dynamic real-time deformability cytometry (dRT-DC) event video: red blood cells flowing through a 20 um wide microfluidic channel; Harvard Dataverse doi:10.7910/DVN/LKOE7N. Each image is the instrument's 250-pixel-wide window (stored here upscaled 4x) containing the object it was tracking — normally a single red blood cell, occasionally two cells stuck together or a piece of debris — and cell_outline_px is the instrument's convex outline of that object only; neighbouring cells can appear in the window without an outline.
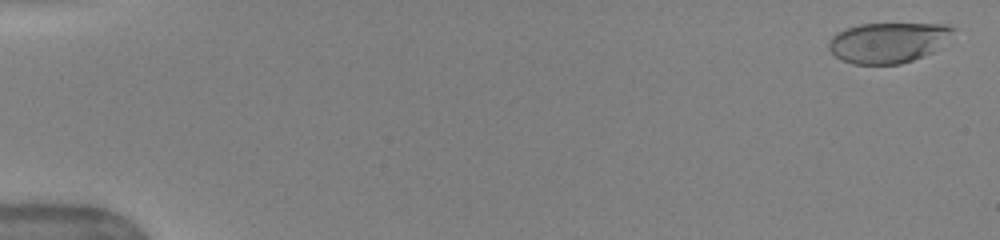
{"species": "human", "species_latin": "Homo sapiens", "temperature_condition": "warm", "stored_images_in_passage": 51, "camera_frame_rate_fps": 3000, "um_per_image_px": 0.085, "donor": {"sex": "female"}, "frame": {"image": 1, "passage_image": 2, "time_ms": 0.333, "image_size_px": [1000, 240], "cell_outline_px": [[956, 28], [932, 52], [924, 56], [900, 64], [852, 64], [836, 56], [828, 48], [828, 40], [836, 32], [860, 24], [948, 24]], "centroid_in_image_um": [75.44, 3.61], "position_along_channel_um": 9.6, "area_um2": 28.9}}
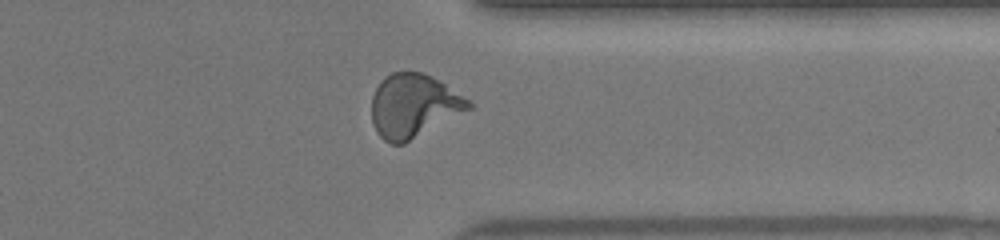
{"frame": {"image": 2, "passage_image": 41, "time_ms": 13.333, "image_size_px": [1000, 240], "cell_outline_px": [[472, 108], [404, 144], [392, 144], [384, 140], [376, 132], [372, 120], [372, 96], [380, 80], [384, 76], [392, 72], [424, 72], [432, 76], [468, 100], [472, 104]], "centroid_in_image_um": [35.12, 9.0], "position_along_channel_um": 376.3, "area_um2": 35.72}}
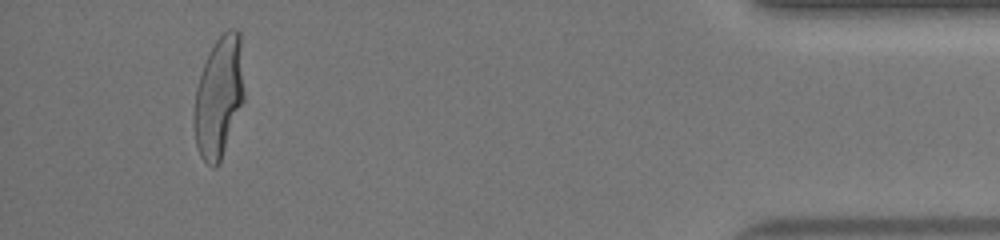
{"frame": {"image": 3, "passage_image": 48, "time_ms": 15.667, "image_size_px": [1000, 240], "cell_outline_px": [[244, 100], [220, 160], [216, 168], [212, 168], [200, 156], [196, 144], [192, 124], [192, 116], [196, 88], [204, 64], [216, 40], [228, 28], [236, 28], [240, 32], [244, 92]], "centroid_in_image_um": [18.59, 8.25], "position_along_channel_um": 416.6, "area_um2": 35.32}, "authors_computed_cell_mechanics": {"area_um2": 34.2176, "velocity_mm_per_s": 4.0873, "shape_relaxation_time_tau1_ms": 4.07, "shape_relaxation_time_tau2_ms": null, "deformation_change_tau1": 0.2309, "deformation_change_tau2": null}}